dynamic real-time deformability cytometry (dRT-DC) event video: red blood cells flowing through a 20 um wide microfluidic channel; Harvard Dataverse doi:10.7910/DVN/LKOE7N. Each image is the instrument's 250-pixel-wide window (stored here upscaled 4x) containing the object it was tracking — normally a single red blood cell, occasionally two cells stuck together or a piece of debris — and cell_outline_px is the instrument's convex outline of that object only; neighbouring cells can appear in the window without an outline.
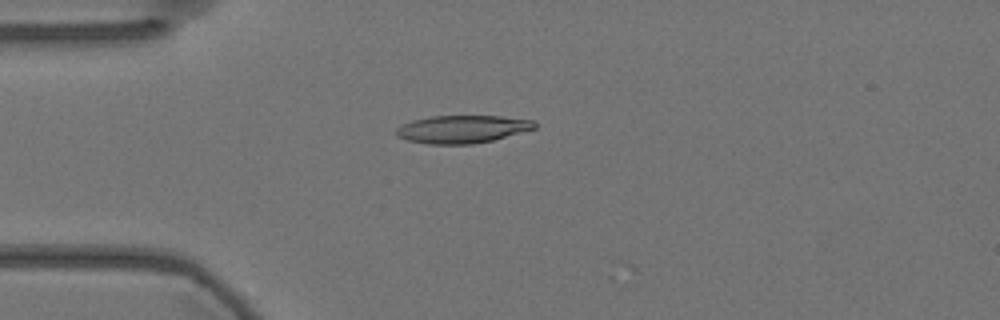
{"species": "Egyptian fruit bat (a non-hibernating species)", "species_latin": "Rousettus aegyptiacus", "temperature_condition": "warm", "stored_images_in_passage": 15, "camera_frame_rate_fps": 3000, "um_per_image_px": 0.085, "animal": {"sex": "female"}, "frame": {"image": 1, "passage_image": 2, "time_ms": 0.333, "image_size_px": [1000, 320], "cell_outline_px": [[536, 128], [492, 140], [472, 144], [428, 144], [408, 140], [396, 136], [396, 128], [400, 124], [412, 120], [432, 116], [500, 116], [536, 120]], "centroid_in_image_um": [39.27, 10.97], "position_along_channel_um": 45.7, "area_um2": 22.43}}
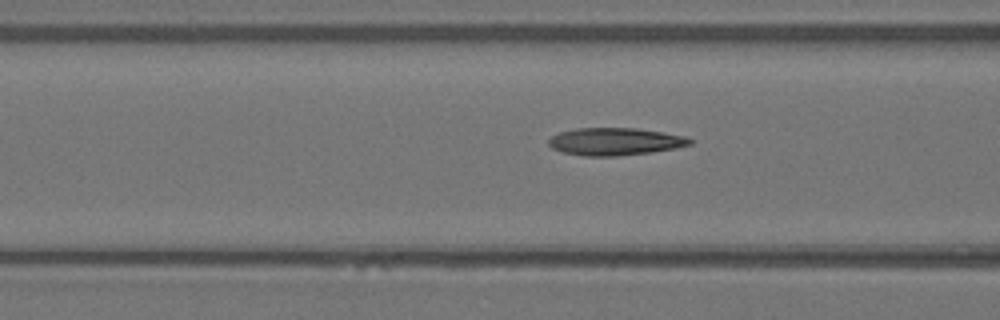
{"frame": {"image": 2, "passage_image": 9, "time_ms": 2.667, "image_size_px": [1000, 320], "cell_outline_px": [[692, 144], [676, 148], [652, 152], [616, 156], [584, 156], [564, 152], [552, 148], [548, 144], [548, 140], [552, 136], [560, 132], [576, 128], [636, 128], [684, 136], [692, 140]], "centroid_in_image_um": [52.26, 12.03], "position_along_channel_um": 114.3, "area_um2": 22.48}}
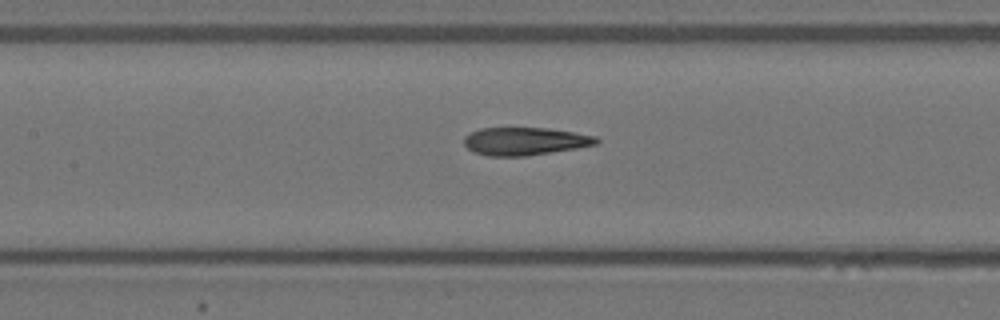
{"frame": {"image": 3, "passage_image": 13, "time_ms": 4.0, "image_size_px": [1000, 320], "cell_outline_px": [[600, 140], [596, 144], [576, 148], [528, 156], [488, 156], [472, 152], [464, 144], [464, 136], [480, 128], [548, 128], [596, 136]], "centroid_in_image_um": [44.59, 12.01], "position_along_channel_um": 162.8, "area_um2": 21.44}}